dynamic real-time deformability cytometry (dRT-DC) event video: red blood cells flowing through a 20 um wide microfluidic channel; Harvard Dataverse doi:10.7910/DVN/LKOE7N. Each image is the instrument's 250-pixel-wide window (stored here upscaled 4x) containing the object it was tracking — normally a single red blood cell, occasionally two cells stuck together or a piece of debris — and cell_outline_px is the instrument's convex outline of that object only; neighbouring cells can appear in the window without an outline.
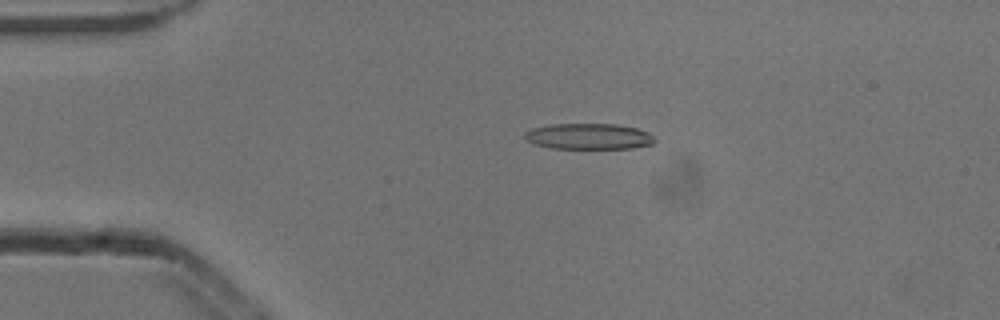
{"species": "common noctule bat (a hibernating species)", "species_latin": "Nyctalus noctula", "temperature_condition": "cold", "stored_images_in_passage": 3, "camera_frame_rate_fps": 3000, "um_per_image_px": 0.085, "animal": {"sex": "male", "body_mass_g": 13.3}, "frame": {"image": 1, "passage_image": 1, "time_ms": 0.0, "image_size_px": [1000, 320], "cell_outline_px": [[656, 140], [652, 144], [632, 148], [552, 148], [536, 144], [524, 140], [524, 132], [532, 128], [552, 124], [620, 124], [636, 128], [648, 132]], "centroid_in_image_um": [50.03, 11.58], "position_along_channel_um": 35.0, "area_um2": 19.59}}
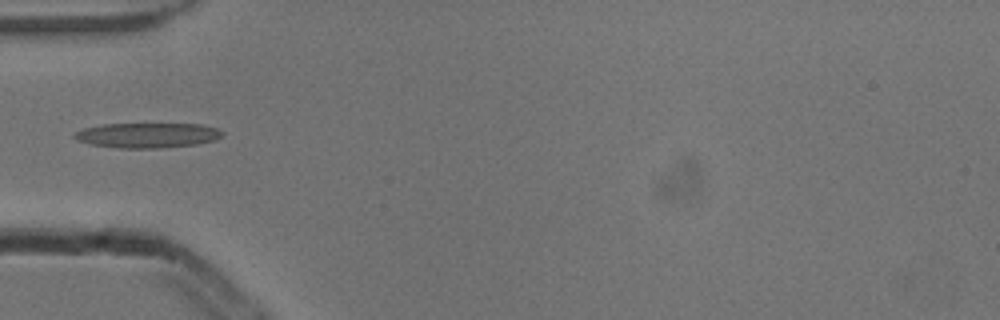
{"frame": {"image": 2, "passage_image": 3, "time_ms": 0.667, "image_size_px": [1000, 320], "cell_outline_px": [[224, 132], [216, 140], [200, 144], [160, 148], [120, 148], [92, 144], [76, 140], [72, 136], [76, 132], [84, 128], [100, 124], [200, 124], [216, 128]], "centroid_in_image_um": [12.54, 11.5], "position_along_channel_um": 72.5, "area_um2": 21.56}}